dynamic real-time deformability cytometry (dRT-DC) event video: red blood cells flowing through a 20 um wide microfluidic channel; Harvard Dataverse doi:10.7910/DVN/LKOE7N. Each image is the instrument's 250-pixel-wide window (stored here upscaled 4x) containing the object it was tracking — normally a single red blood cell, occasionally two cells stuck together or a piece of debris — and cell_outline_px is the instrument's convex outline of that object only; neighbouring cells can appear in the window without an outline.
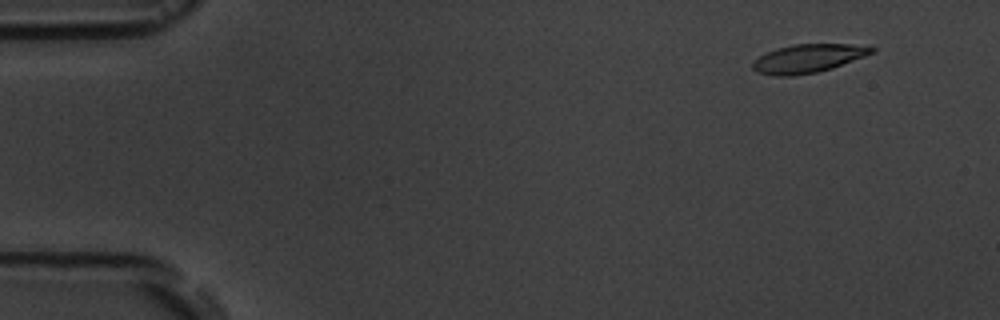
{"species": "common noctule bat (a hibernating species)", "species_latin": "Nyctalus noctula", "temperature_condition": "room temperature", "stored_images_in_passage": 9, "camera_frame_rate_fps": 3000, "um_per_image_px": 0.085, "animal": {"sex": "male", "body_mass_g": 19.5, "forearm_length_mm": 54.6}, "frame": {"image": 1, "passage_image": 1, "time_ms": 0.0, "image_size_px": [1000, 320], "cell_outline_px": [[876, 48], [872, 52], [864, 56], [832, 68], [816, 72], [792, 76], [776, 76], [756, 72], [752, 68], [752, 60], [776, 48], [792, 44], [848, 44]], "centroid_in_image_um": [68.6, 4.97], "position_along_channel_um": 16.4, "area_um2": 19.54}}
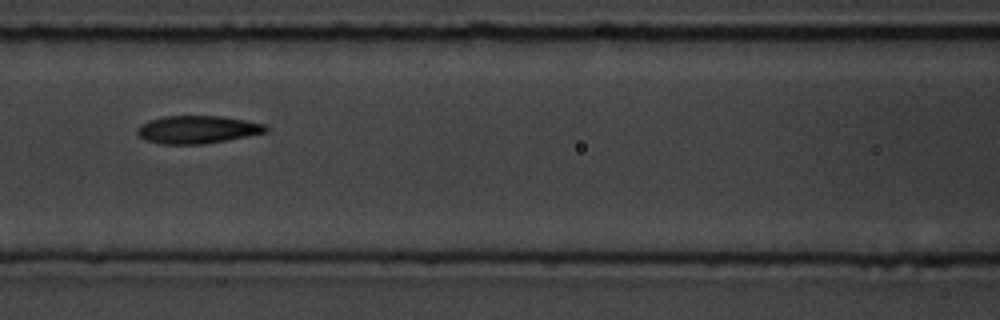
{"frame": {"image": 2, "passage_image": 7, "time_ms": 6.667, "image_size_px": [1000, 320], "cell_outline_px": [[268, 132], [248, 136], [204, 144], [160, 144], [148, 140], [140, 136], [136, 132], [136, 128], [140, 124], [148, 120], [164, 116], [220, 116], [244, 120], [264, 124], [268, 128]], "centroid_in_image_um": [16.76, 11.01], "position_along_channel_um": 149.8, "area_um2": 20.81}}
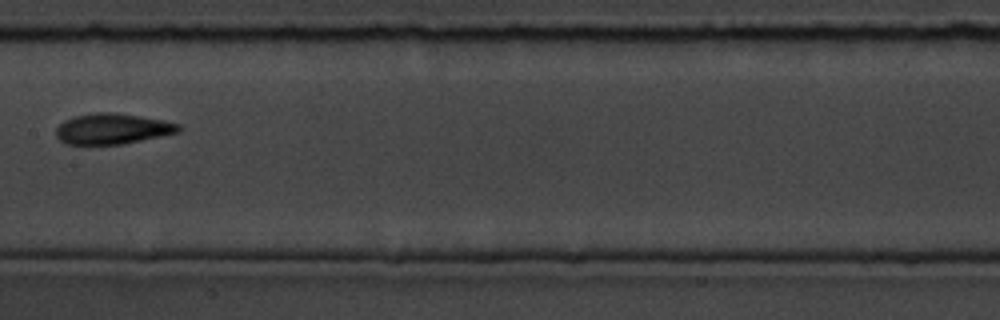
{"frame": {"image": 3, "passage_image": 8, "time_ms": 8.0, "image_size_px": [1000, 320], "cell_outline_px": [[180, 132], [120, 144], [68, 144], [60, 140], [56, 136], [56, 128], [64, 120], [76, 116], [96, 112], [112, 112], [140, 116], [164, 120], [180, 124]], "centroid_in_image_um": [9.55, 10.94], "position_along_channel_um": 197.8, "area_um2": 21.68}}